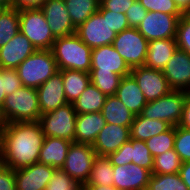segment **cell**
Segmentation results:
<instances>
[{
	"label": "cell",
	"mask_w": 190,
	"mask_h": 190,
	"mask_svg": "<svg viewBox=\"0 0 190 190\" xmlns=\"http://www.w3.org/2000/svg\"><path fill=\"white\" fill-rule=\"evenodd\" d=\"M45 135L39 121L5 123L0 132V162L14 170L38 162Z\"/></svg>",
	"instance_id": "cell-1"
},
{
	"label": "cell",
	"mask_w": 190,
	"mask_h": 190,
	"mask_svg": "<svg viewBox=\"0 0 190 190\" xmlns=\"http://www.w3.org/2000/svg\"><path fill=\"white\" fill-rule=\"evenodd\" d=\"M51 50L59 70L90 72L92 49L76 33L56 38Z\"/></svg>",
	"instance_id": "cell-2"
},
{
	"label": "cell",
	"mask_w": 190,
	"mask_h": 190,
	"mask_svg": "<svg viewBox=\"0 0 190 190\" xmlns=\"http://www.w3.org/2000/svg\"><path fill=\"white\" fill-rule=\"evenodd\" d=\"M0 110L5 123L39 121L41 111L36 88L22 86L7 95Z\"/></svg>",
	"instance_id": "cell-3"
},
{
	"label": "cell",
	"mask_w": 190,
	"mask_h": 190,
	"mask_svg": "<svg viewBox=\"0 0 190 190\" xmlns=\"http://www.w3.org/2000/svg\"><path fill=\"white\" fill-rule=\"evenodd\" d=\"M22 85L38 88L59 69L52 50L38 49L16 68Z\"/></svg>",
	"instance_id": "cell-4"
},
{
	"label": "cell",
	"mask_w": 190,
	"mask_h": 190,
	"mask_svg": "<svg viewBox=\"0 0 190 190\" xmlns=\"http://www.w3.org/2000/svg\"><path fill=\"white\" fill-rule=\"evenodd\" d=\"M188 91L171 90L168 94L147 102L141 115L149 119L166 121L171 126H178L184 109Z\"/></svg>",
	"instance_id": "cell-5"
},
{
	"label": "cell",
	"mask_w": 190,
	"mask_h": 190,
	"mask_svg": "<svg viewBox=\"0 0 190 190\" xmlns=\"http://www.w3.org/2000/svg\"><path fill=\"white\" fill-rule=\"evenodd\" d=\"M19 31L25 35L38 50H51L55 41L47 20L40 8L19 11Z\"/></svg>",
	"instance_id": "cell-6"
},
{
	"label": "cell",
	"mask_w": 190,
	"mask_h": 190,
	"mask_svg": "<svg viewBox=\"0 0 190 190\" xmlns=\"http://www.w3.org/2000/svg\"><path fill=\"white\" fill-rule=\"evenodd\" d=\"M77 113L72 103L40 116L39 123L45 137H56L74 142Z\"/></svg>",
	"instance_id": "cell-7"
},
{
	"label": "cell",
	"mask_w": 190,
	"mask_h": 190,
	"mask_svg": "<svg viewBox=\"0 0 190 190\" xmlns=\"http://www.w3.org/2000/svg\"><path fill=\"white\" fill-rule=\"evenodd\" d=\"M112 45L130 69L144 66L148 41L137 28L129 27L116 34Z\"/></svg>",
	"instance_id": "cell-8"
},
{
	"label": "cell",
	"mask_w": 190,
	"mask_h": 190,
	"mask_svg": "<svg viewBox=\"0 0 190 190\" xmlns=\"http://www.w3.org/2000/svg\"><path fill=\"white\" fill-rule=\"evenodd\" d=\"M77 36L91 49L110 45L116 37L108 24V10H98L76 28Z\"/></svg>",
	"instance_id": "cell-9"
},
{
	"label": "cell",
	"mask_w": 190,
	"mask_h": 190,
	"mask_svg": "<svg viewBox=\"0 0 190 190\" xmlns=\"http://www.w3.org/2000/svg\"><path fill=\"white\" fill-rule=\"evenodd\" d=\"M96 155L91 144L72 142L61 169L74 180L85 185L90 176Z\"/></svg>",
	"instance_id": "cell-10"
},
{
	"label": "cell",
	"mask_w": 190,
	"mask_h": 190,
	"mask_svg": "<svg viewBox=\"0 0 190 190\" xmlns=\"http://www.w3.org/2000/svg\"><path fill=\"white\" fill-rule=\"evenodd\" d=\"M181 17L158 11H148L137 29L148 42L176 38L177 26Z\"/></svg>",
	"instance_id": "cell-11"
},
{
	"label": "cell",
	"mask_w": 190,
	"mask_h": 190,
	"mask_svg": "<svg viewBox=\"0 0 190 190\" xmlns=\"http://www.w3.org/2000/svg\"><path fill=\"white\" fill-rule=\"evenodd\" d=\"M113 166L134 163L152 172L154 157L146 142L130 138L116 152L107 156Z\"/></svg>",
	"instance_id": "cell-12"
},
{
	"label": "cell",
	"mask_w": 190,
	"mask_h": 190,
	"mask_svg": "<svg viewBox=\"0 0 190 190\" xmlns=\"http://www.w3.org/2000/svg\"><path fill=\"white\" fill-rule=\"evenodd\" d=\"M130 74L135 78L147 102L154 101L172 90L162 71L140 66L132 68Z\"/></svg>",
	"instance_id": "cell-13"
},
{
	"label": "cell",
	"mask_w": 190,
	"mask_h": 190,
	"mask_svg": "<svg viewBox=\"0 0 190 190\" xmlns=\"http://www.w3.org/2000/svg\"><path fill=\"white\" fill-rule=\"evenodd\" d=\"M172 90L190 92V54L179 48L162 70Z\"/></svg>",
	"instance_id": "cell-14"
},
{
	"label": "cell",
	"mask_w": 190,
	"mask_h": 190,
	"mask_svg": "<svg viewBox=\"0 0 190 190\" xmlns=\"http://www.w3.org/2000/svg\"><path fill=\"white\" fill-rule=\"evenodd\" d=\"M40 9L55 38L75 34L76 28L72 23L64 0H46Z\"/></svg>",
	"instance_id": "cell-15"
},
{
	"label": "cell",
	"mask_w": 190,
	"mask_h": 190,
	"mask_svg": "<svg viewBox=\"0 0 190 190\" xmlns=\"http://www.w3.org/2000/svg\"><path fill=\"white\" fill-rule=\"evenodd\" d=\"M90 72H114L124 77L130 74L131 69L110 44L92 49Z\"/></svg>",
	"instance_id": "cell-16"
},
{
	"label": "cell",
	"mask_w": 190,
	"mask_h": 190,
	"mask_svg": "<svg viewBox=\"0 0 190 190\" xmlns=\"http://www.w3.org/2000/svg\"><path fill=\"white\" fill-rule=\"evenodd\" d=\"M37 49L20 31L0 48V68L16 69Z\"/></svg>",
	"instance_id": "cell-17"
},
{
	"label": "cell",
	"mask_w": 190,
	"mask_h": 190,
	"mask_svg": "<svg viewBox=\"0 0 190 190\" xmlns=\"http://www.w3.org/2000/svg\"><path fill=\"white\" fill-rule=\"evenodd\" d=\"M56 168L39 162L15 170L17 190H45Z\"/></svg>",
	"instance_id": "cell-18"
},
{
	"label": "cell",
	"mask_w": 190,
	"mask_h": 190,
	"mask_svg": "<svg viewBox=\"0 0 190 190\" xmlns=\"http://www.w3.org/2000/svg\"><path fill=\"white\" fill-rule=\"evenodd\" d=\"M113 186L119 190H140L148 187L151 172L134 163L113 166Z\"/></svg>",
	"instance_id": "cell-19"
},
{
	"label": "cell",
	"mask_w": 190,
	"mask_h": 190,
	"mask_svg": "<svg viewBox=\"0 0 190 190\" xmlns=\"http://www.w3.org/2000/svg\"><path fill=\"white\" fill-rule=\"evenodd\" d=\"M41 115L67 104L62 74L58 71L37 89Z\"/></svg>",
	"instance_id": "cell-20"
},
{
	"label": "cell",
	"mask_w": 190,
	"mask_h": 190,
	"mask_svg": "<svg viewBox=\"0 0 190 190\" xmlns=\"http://www.w3.org/2000/svg\"><path fill=\"white\" fill-rule=\"evenodd\" d=\"M130 138V127L106 123L92 146L97 155L108 156L116 152Z\"/></svg>",
	"instance_id": "cell-21"
},
{
	"label": "cell",
	"mask_w": 190,
	"mask_h": 190,
	"mask_svg": "<svg viewBox=\"0 0 190 190\" xmlns=\"http://www.w3.org/2000/svg\"><path fill=\"white\" fill-rule=\"evenodd\" d=\"M105 125L101 112L77 114L74 142L93 145Z\"/></svg>",
	"instance_id": "cell-22"
},
{
	"label": "cell",
	"mask_w": 190,
	"mask_h": 190,
	"mask_svg": "<svg viewBox=\"0 0 190 190\" xmlns=\"http://www.w3.org/2000/svg\"><path fill=\"white\" fill-rule=\"evenodd\" d=\"M177 48L176 38L149 41L144 66L162 71Z\"/></svg>",
	"instance_id": "cell-23"
},
{
	"label": "cell",
	"mask_w": 190,
	"mask_h": 190,
	"mask_svg": "<svg viewBox=\"0 0 190 190\" xmlns=\"http://www.w3.org/2000/svg\"><path fill=\"white\" fill-rule=\"evenodd\" d=\"M115 95L135 115L141 114L147 104L143 92L131 74L122 77Z\"/></svg>",
	"instance_id": "cell-24"
},
{
	"label": "cell",
	"mask_w": 190,
	"mask_h": 190,
	"mask_svg": "<svg viewBox=\"0 0 190 190\" xmlns=\"http://www.w3.org/2000/svg\"><path fill=\"white\" fill-rule=\"evenodd\" d=\"M71 143V141L63 138L45 137L38 162L56 169L62 168Z\"/></svg>",
	"instance_id": "cell-25"
},
{
	"label": "cell",
	"mask_w": 190,
	"mask_h": 190,
	"mask_svg": "<svg viewBox=\"0 0 190 190\" xmlns=\"http://www.w3.org/2000/svg\"><path fill=\"white\" fill-rule=\"evenodd\" d=\"M106 123L130 127L135 114L116 95L107 96L101 111Z\"/></svg>",
	"instance_id": "cell-26"
},
{
	"label": "cell",
	"mask_w": 190,
	"mask_h": 190,
	"mask_svg": "<svg viewBox=\"0 0 190 190\" xmlns=\"http://www.w3.org/2000/svg\"><path fill=\"white\" fill-rule=\"evenodd\" d=\"M171 125L166 121L149 119L141 114L135 115L130 125V136L132 139L146 141L154 135L167 131Z\"/></svg>",
	"instance_id": "cell-27"
},
{
	"label": "cell",
	"mask_w": 190,
	"mask_h": 190,
	"mask_svg": "<svg viewBox=\"0 0 190 190\" xmlns=\"http://www.w3.org/2000/svg\"><path fill=\"white\" fill-rule=\"evenodd\" d=\"M106 97L101 90L90 82L72 104L77 114L101 112Z\"/></svg>",
	"instance_id": "cell-28"
},
{
	"label": "cell",
	"mask_w": 190,
	"mask_h": 190,
	"mask_svg": "<svg viewBox=\"0 0 190 190\" xmlns=\"http://www.w3.org/2000/svg\"><path fill=\"white\" fill-rule=\"evenodd\" d=\"M59 72L62 74L66 100L68 103H73L91 82L90 74L69 69L59 70Z\"/></svg>",
	"instance_id": "cell-29"
},
{
	"label": "cell",
	"mask_w": 190,
	"mask_h": 190,
	"mask_svg": "<svg viewBox=\"0 0 190 190\" xmlns=\"http://www.w3.org/2000/svg\"><path fill=\"white\" fill-rule=\"evenodd\" d=\"M75 28L84 23L100 6L99 0H64Z\"/></svg>",
	"instance_id": "cell-30"
},
{
	"label": "cell",
	"mask_w": 190,
	"mask_h": 190,
	"mask_svg": "<svg viewBox=\"0 0 190 190\" xmlns=\"http://www.w3.org/2000/svg\"><path fill=\"white\" fill-rule=\"evenodd\" d=\"M113 165L107 156L96 155L85 185H113Z\"/></svg>",
	"instance_id": "cell-31"
},
{
	"label": "cell",
	"mask_w": 190,
	"mask_h": 190,
	"mask_svg": "<svg viewBox=\"0 0 190 190\" xmlns=\"http://www.w3.org/2000/svg\"><path fill=\"white\" fill-rule=\"evenodd\" d=\"M19 27V11L14 8H4L0 13V48L19 32Z\"/></svg>",
	"instance_id": "cell-32"
},
{
	"label": "cell",
	"mask_w": 190,
	"mask_h": 190,
	"mask_svg": "<svg viewBox=\"0 0 190 190\" xmlns=\"http://www.w3.org/2000/svg\"><path fill=\"white\" fill-rule=\"evenodd\" d=\"M182 161L174 149L163 152L154 157L152 174H175L179 173Z\"/></svg>",
	"instance_id": "cell-33"
},
{
	"label": "cell",
	"mask_w": 190,
	"mask_h": 190,
	"mask_svg": "<svg viewBox=\"0 0 190 190\" xmlns=\"http://www.w3.org/2000/svg\"><path fill=\"white\" fill-rule=\"evenodd\" d=\"M147 188L149 190H189L182 182L179 173L151 174Z\"/></svg>",
	"instance_id": "cell-34"
},
{
	"label": "cell",
	"mask_w": 190,
	"mask_h": 190,
	"mask_svg": "<svg viewBox=\"0 0 190 190\" xmlns=\"http://www.w3.org/2000/svg\"><path fill=\"white\" fill-rule=\"evenodd\" d=\"M90 81L106 96L115 95L122 76L114 72H89Z\"/></svg>",
	"instance_id": "cell-35"
},
{
	"label": "cell",
	"mask_w": 190,
	"mask_h": 190,
	"mask_svg": "<svg viewBox=\"0 0 190 190\" xmlns=\"http://www.w3.org/2000/svg\"><path fill=\"white\" fill-rule=\"evenodd\" d=\"M175 127L171 126L167 131L154 135L146 140V145L153 157L163 152L174 149Z\"/></svg>",
	"instance_id": "cell-36"
},
{
	"label": "cell",
	"mask_w": 190,
	"mask_h": 190,
	"mask_svg": "<svg viewBox=\"0 0 190 190\" xmlns=\"http://www.w3.org/2000/svg\"><path fill=\"white\" fill-rule=\"evenodd\" d=\"M22 86L21 79L16 69L0 68V108L4 103L5 97Z\"/></svg>",
	"instance_id": "cell-37"
},
{
	"label": "cell",
	"mask_w": 190,
	"mask_h": 190,
	"mask_svg": "<svg viewBox=\"0 0 190 190\" xmlns=\"http://www.w3.org/2000/svg\"><path fill=\"white\" fill-rule=\"evenodd\" d=\"M45 190H84V185L74 180L61 168L54 170Z\"/></svg>",
	"instance_id": "cell-38"
},
{
	"label": "cell",
	"mask_w": 190,
	"mask_h": 190,
	"mask_svg": "<svg viewBox=\"0 0 190 190\" xmlns=\"http://www.w3.org/2000/svg\"><path fill=\"white\" fill-rule=\"evenodd\" d=\"M174 150L179 155L182 163L190 162V130L175 127Z\"/></svg>",
	"instance_id": "cell-39"
},
{
	"label": "cell",
	"mask_w": 190,
	"mask_h": 190,
	"mask_svg": "<svg viewBox=\"0 0 190 190\" xmlns=\"http://www.w3.org/2000/svg\"><path fill=\"white\" fill-rule=\"evenodd\" d=\"M147 11L163 12L170 15L182 16L174 0H139Z\"/></svg>",
	"instance_id": "cell-40"
},
{
	"label": "cell",
	"mask_w": 190,
	"mask_h": 190,
	"mask_svg": "<svg viewBox=\"0 0 190 190\" xmlns=\"http://www.w3.org/2000/svg\"><path fill=\"white\" fill-rule=\"evenodd\" d=\"M176 43L179 49L190 54V14L182 15L179 19Z\"/></svg>",
	"instance_id": "cell-41"
},
{
	"label": "cell",
	"mask_w": 190,
	"mask_h": 190,
	"mask_svg": "<svg viewBox=\"0 0 190 190\" xmlns=\"http://www.w3.org/2000/svg\"><path fill=\"white\" fill-rule=\"evenodd\" d=\"M145 7L136 0L127 10L126 17L130 27L137 28L147 14Z\"/></svg>",
	"instance_id": "cell-42"
},
{
	"label": "cell",
	"mask_w": 190,
	"mask_h": 190,
	"mask_svg": "<svg viewBox=\"0 0 190 190\" xmlns=\"http://www.w3.org/2000/svg\"><path fill=\"white\" fill-rule=\"evenodd\" d=\"M15 189V170L0 162V190Z\"/></svg>",
	"instance_id": "cell-43"
},
{
	"label": "cell",
	"mask_w": 190,
	"mask_h": 190,
	"mask_svg": "<svg viewBox=\"0 0 190 190\" xmlns=\"http://www.w3.org/2000/svg\"><path fill=\"white\" fill-rule=\"evenodd\" d=\"M108 24L110 25L112 31L116 34H119L130 27L126 14L121 12L117 13L110 10H108Z\"/></svg>",
	"instance_id": "cell-44"
},
{
	"label": "cell",
	"mask_w": 190,
	"mask_h": 190,
	"mask_svg": "<svg viewBox=\"0 0 190 190\" xmlns=\"http://www.w3.org/2000/svg\"><path fill=\"white\" fill-rule=\"evenodd\" d=\"M136 0H102L98 10H110L117 13H126V10Z\"/></svg>",
	"instance_id": "cell-45"
},
{
	"label": "cell",
	"mask_w": 190,
	"mask_h": 190,
	"mask_svg": "<svg viewBox=\"0 0 190 190\" xmlns=\"http://www.w3.org/2000/svg\"><path fill=\"white\" fill-rule=\"evenodd\" d=\"M46 0H12L11 8L15 10L41 8Z\"/></svg>",
	"instance_id": "cell-46"
},
{
	"label": "cell",
	"mask_w": 190,
	"mask_h": 190,
	"mask_svg": "<svg viewBox=\"0 0 190 190\" xmlns=\"http://www.w3.org/2000/svg\"><path fill=\"white\" fill-rule=\"evenodd\" d=\"M178 126L190 130V94L186 97L184 109L181 115V120Z\"/></svg>",
	"instance_id": "cell-47"
},
{
	"label": "cell",
	"mask_w": 190,
	"mask_h": 190,
	"mask_svg": "<svg viewBox=\"0 0 190 190\" xmlns=\"http://www.w3.org/2000/svg\"><path fill=\"white\" fill-rule=\"evenodd\" d=\"M179 176L190 190V162H184L179 170Z\"/></svg>",
	"instance_id": "cell-48"
},
{
	"label": "cell",
	"mask_w": 190,
	"mask_h": 190,
	"mask_svg": "<svg viewBox=\"0 0 190 190\" xmlns=\"http://www.w3.org/2000/svg\"><path fill=\"white\" fill-rule=\"evenodd\" d=\"M174 2L183 15L190 14V0H174Z\"/></svg>",
	"instance_id": "cell-49"
},
{
	"label": "cell",
	"mask_w": 190,
	"mask_h": 190,
	"mask_svg": "<svg viewBox=\"0 0 190 190\" xmlns=\"http://www.w3.org/2000/svg\"><path fill=\"white\" fill-rule=\"evenodd\" d=\"M84 190H119L113 185H84Z\"/></svg>",
	"instance_id": "cell-50"
},
{
	"label": "cell",
	"mask_w": 190,
	"mask_h": 190,
	"mask_svg": "<svg viewBox=\"0 0 190 190\" xmlns=\"http://www.w3.org/2000/svg\"><path fill=\"white\" fill-rule=\"evenodd\" d=\"M12 0H0V5L4 8H11Z\"/></svg>",
	"instance_id": "cell-51"
},
{
	"label": "cell",
	"mask_w": 190,
	"mask_h": 190,
	"mask_svg": "<svg viewBox=\"0 0 190 190\" xmlns=\"http://www.w3.org/2000/svg\"><path fill=\"white\" fill-rule=\"evenodd\" d=\"M4 124H5V122L3 120V117L1 115V110H0V125H4Z\"/></svg>",
	"instance_id": "cell-52"
},
{
	"label": "cell",
	"mask_w": 190,
	"mask_h": 190,
	"mask_svg": "<svg viewBox=\"0 0 190 190\" xmlns=\"http://www.w3.org/2000/svg\"><path fill=\"white\" fill-rule=\"evenodd\" d=\"M4 10V7L0 5V13Z\"/></svg>",
	"instance_id": "cell-53"
}]
</instances>
